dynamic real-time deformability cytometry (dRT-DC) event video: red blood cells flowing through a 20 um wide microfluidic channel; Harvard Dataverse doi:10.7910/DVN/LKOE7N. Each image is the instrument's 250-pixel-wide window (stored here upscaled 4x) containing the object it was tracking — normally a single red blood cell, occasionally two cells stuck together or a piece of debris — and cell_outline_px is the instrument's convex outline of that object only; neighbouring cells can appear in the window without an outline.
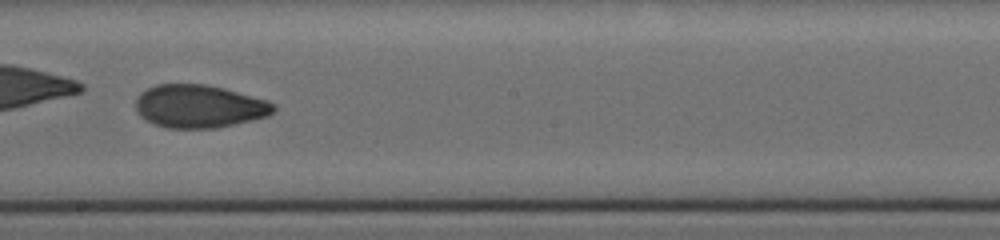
{"species": "human", "species_latin": "Homo sapiens", "temperature_condition": "cold", "stored_images_in_passage": 33, "camera_frame_rate_fps": 3000, "um_per_image_px": 0.085, "donor": {"sex": "female"}, "frame": {"image": 1, "passage_image": 15, "time_ms": 4.667, "image_size_px": [1000, 240], "cell_outline_px": [[276, 108], [268, 116], [252, 120], [216, 128], [168, 128], [156, 124], [140, 116], [136, 108], [136, 100], [140, 92], [156, 84], [204, 84], [224, 88], [268, 100], [276, 104]], "centroid_in_image_um": [16.95, 9.03], "position_along_channel_um": 231.2, "area_um2": 34.51}, "authors_computed_cell_mechanics": {"area_um2": 35.258, "velocity_mm_per_s": 3.7615, "shape_relaxation_time_tau1_ms": 5.4642, "shape_relaxation_time_tau2_ms": 1.7654, "deformation_change_tau1": 0.1621, "deformation_change_tau2": 0.0707}}